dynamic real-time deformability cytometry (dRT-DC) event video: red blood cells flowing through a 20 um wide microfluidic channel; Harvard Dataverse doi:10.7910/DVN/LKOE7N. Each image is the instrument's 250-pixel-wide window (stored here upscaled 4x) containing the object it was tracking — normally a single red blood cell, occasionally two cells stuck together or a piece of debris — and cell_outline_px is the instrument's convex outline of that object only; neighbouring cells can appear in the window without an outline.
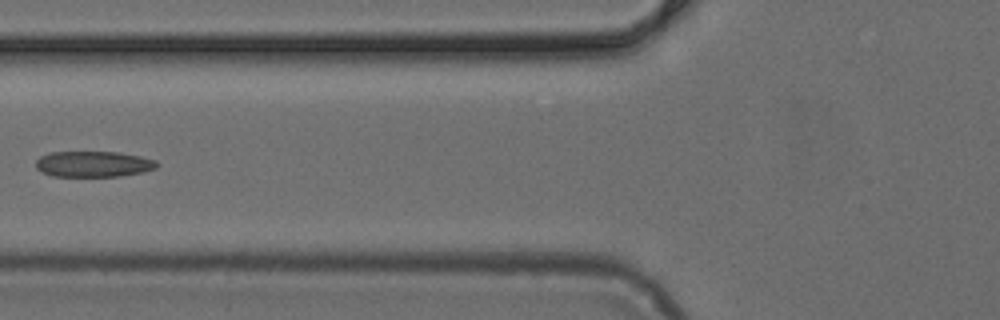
{"species": "common noctule bat (a hibernating species)", "species_latin": "Nyctalus noctula", "temperature_condition": "cold", "stored_images_in_passage": 5, "camera_frame_rate_fps": 3000, "um_per_image_px": 0.085, "animal": {"sex": "female", "body_mass_g": 24.6, "forearm_length_mm": 56.2}, "frame": {"image": 1, "passage_image": 4, "time_ms": 1.0, "image_size_px": [1000, 320], "cell_outline_px": [[160, 164], [156, 168], [144, 172], [120, 176], [52, 176], [40, 172], [36, 168], [36, 160], [40, 156], [48, 152], [120, 152], [140, 156], [156, 160]], "centroid_in_image_um": [7.94, 13.94], "position_along_channel_um": 117.9, "area_um2": 18.44}}
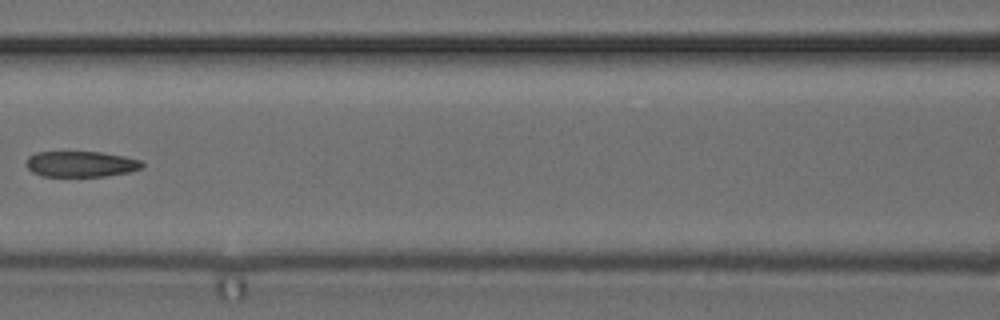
{"frame": {"image": 2, "passage_image": 5, "time_ms": 1.333, "image_size_px": [1000, 320], "cell_outline_px": [[144, 164], [140, 168], [128, 172], [104, 176], [40, 176], [32, 172], [28, 168], [28, 156], [36, 152], [100, 152], [124, 156], [140, 160]], "centroid_in_image_um": [6.86, 13.94], "position_along_channel_um": 159.7, "area_um2": 17.22}}